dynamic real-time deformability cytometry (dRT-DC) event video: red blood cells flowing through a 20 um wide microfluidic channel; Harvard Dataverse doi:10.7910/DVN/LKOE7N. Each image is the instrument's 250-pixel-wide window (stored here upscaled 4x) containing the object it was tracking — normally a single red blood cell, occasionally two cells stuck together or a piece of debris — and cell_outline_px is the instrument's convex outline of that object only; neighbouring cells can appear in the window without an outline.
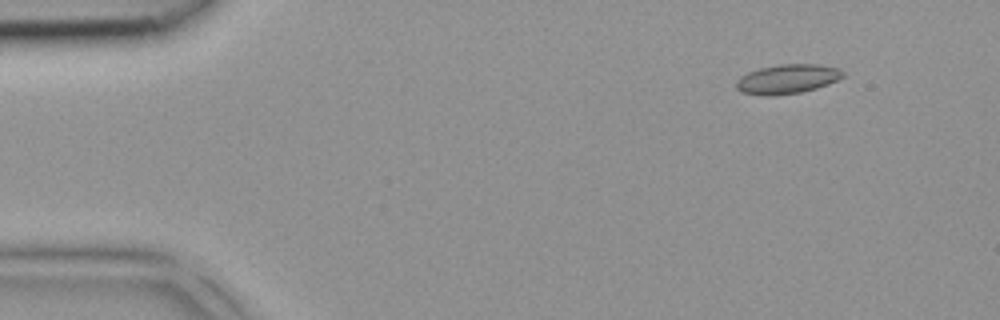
{"species": "common noctule bat (a hibernating species)", "species_latin": "Nyctalus noctula", "temperature_condition": "room temperature", "stored_images_in_passage": 4, "camera_frame_rate_fps": 3000, "um_per_image_px": 0.085, "animal": {"sex": "female", "body_mass_g": 18.4}, "frame": {"image": 1, "passage_image": 2, "time_ms": 0.333, "image_size_px": [1000, 320], "cell_outline_px": [[844, 76], [828, 84], [816, 88], [800, 92], [772, 96], [768, 96], [744, 92], [736, 88], [736, 80], [740, 76], [748, 72], [760, 68], [780, 64], [816, 64], [840, 68], [844, 72]], "centroid_in_image_um": [66.93, 6.71], "position_along_channel_um": 18.1, "area_um2": 18.15}}